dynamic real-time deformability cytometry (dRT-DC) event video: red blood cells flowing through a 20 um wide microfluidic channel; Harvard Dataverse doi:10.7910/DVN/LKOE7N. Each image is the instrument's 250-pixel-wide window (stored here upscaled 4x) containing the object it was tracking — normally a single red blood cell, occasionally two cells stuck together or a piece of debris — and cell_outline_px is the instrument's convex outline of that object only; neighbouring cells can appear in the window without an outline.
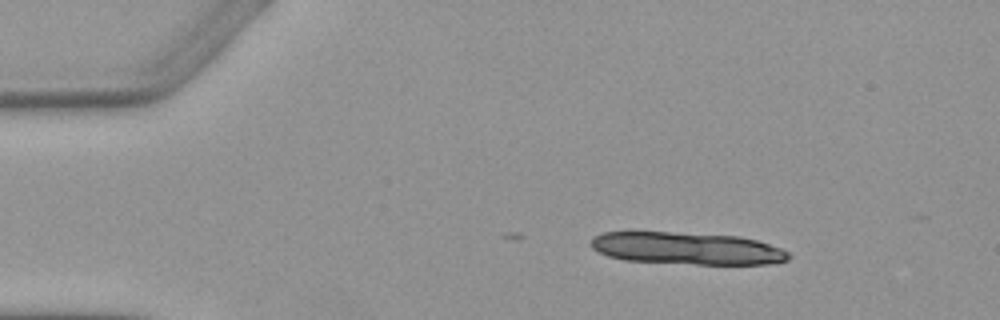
{"species": "Egyptian fruit bat (a non-hibernating species)", "species_latin": "Rousettus aegyptiacus", "temperature_condition": "warm", "stored_images_in_passage": 3, "camera_frame_rate_fps": 3000, "um_per_image_px": 0.085, "animal": {"sex": "female"}, "frame": {"image": 1, "passage_image": 1, "time_ms": 0.0, "image_size_px": [1000, 320], "cell_outline_px": [[792, 256], [788, 260], [768, 264], [696, 264], [624, 260], [608, 256], [592, 248], [588, 244], [592, 236], [604, 232], [668, 232], [740, 236], [756, 240], [780, 248], [788, 252]], "centroid_in_image_um": [58.36, 21.11], "position_along_channel_um": 26.6, "area_um2": 37.17}}